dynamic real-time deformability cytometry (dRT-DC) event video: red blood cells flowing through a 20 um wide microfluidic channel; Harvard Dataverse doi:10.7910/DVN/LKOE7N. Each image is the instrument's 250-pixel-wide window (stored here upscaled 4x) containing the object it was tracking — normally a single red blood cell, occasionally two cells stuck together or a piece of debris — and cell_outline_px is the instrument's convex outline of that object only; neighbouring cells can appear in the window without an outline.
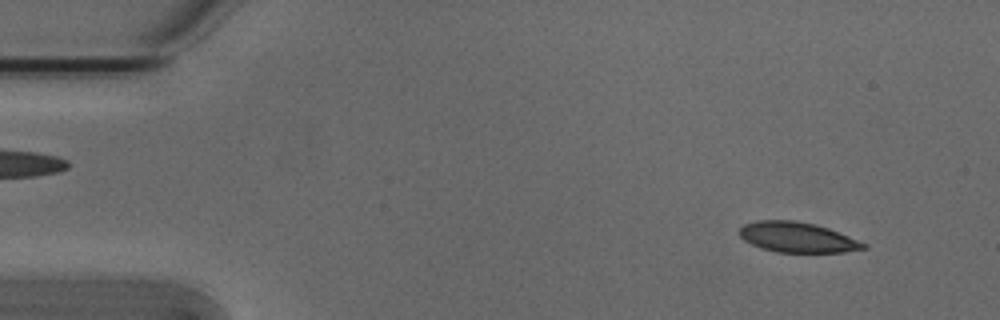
{"species": "Egyptian fruit bat (a non-hibernating species)", "species_latin": "Rousettus aegyptiacus", "temperature_condition": "cold", "stored_images_in_passage": 52, "camera_frame_rate_fps": 3000, "um_per_image_px": 0.085, "animal": {"sex": "male"}, "frame": {"image": 1, "passage_image": 4, "time_ms": 1.0, "image_size_px": [1000, 320], "cell_outline_px": [[868, 248], [844, 252], [776, 252], [760, 248], [744, 240], [740, 236], [740, 228], [744, 224], [760, 220], [796, 220], [816, 224], [840, 232], [868, 244]], "centroid_in_image_um": [67.81, 20.17], "position_along_channel_um": 17.2, "area_um2": 21.96}}
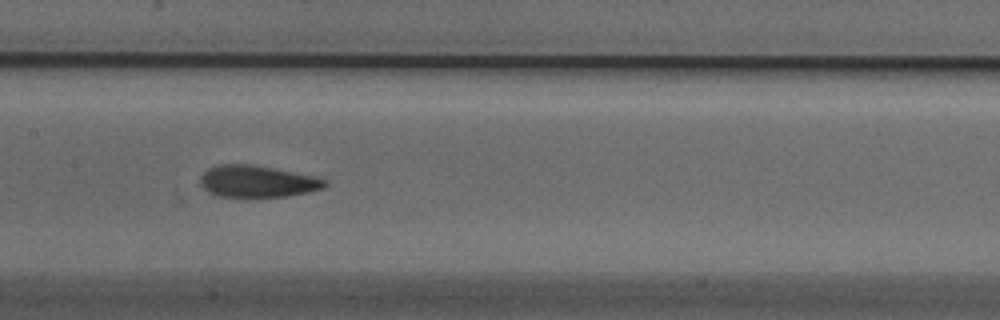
{"frame": {"image": 2, "passage_image": 25, "time_ms": 8.0, "image_size_px": [1000, 320], "cell_outline_px": [[328, 184], [324, 188], [308, 192], [288, 196], [220, 196], [208, 192], [200, 184], [200, 176], [208, 168], [216, 164], [252, 164], [312, 176], [328, 180]], "centroid_in_image_um": [21.85, 15.41], "position_along_channel_um": 185.5, "area_um2": 22.89}}
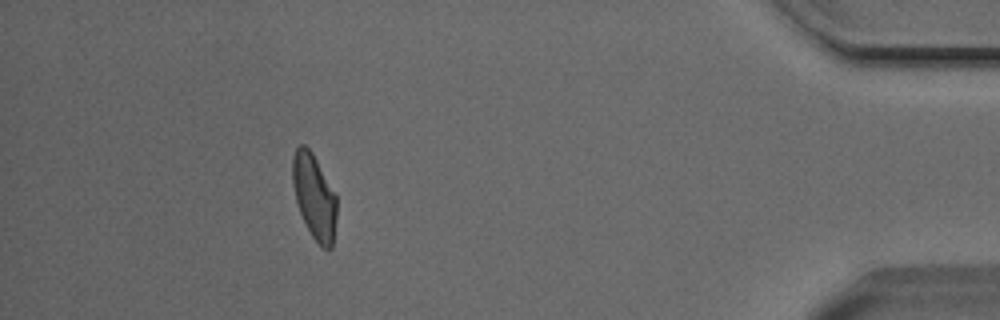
{"frame": {"image": 3, "passage_image": 47, "time_ms": 15.333, "image_size_px": [1000, 320], "cell_outline_px": [[336, 220], [332, 248], [324, 248], [312, 236], [300, 212], [296, 200], [292, 180], [292, 156], [296, 148], [300, 144], [304, 144], [312, 152], [336, 196]], "centroid_in_image_um": [26.7, 16.68], "position_along_channel_um": 408.5, "area_um2": 21.44}, "authors_computed_cell_mechanics": {"area_um2": 22.7732, "velocity_mm_per_s": 3.83, "shape_relaxation_time_tau1_ms": 6.5162, "shape_relaxation_time_tau2_ms": 1.8984, "deformation_change_tau1": 0.1757, "deformation_change_tau2": 0.0686}}